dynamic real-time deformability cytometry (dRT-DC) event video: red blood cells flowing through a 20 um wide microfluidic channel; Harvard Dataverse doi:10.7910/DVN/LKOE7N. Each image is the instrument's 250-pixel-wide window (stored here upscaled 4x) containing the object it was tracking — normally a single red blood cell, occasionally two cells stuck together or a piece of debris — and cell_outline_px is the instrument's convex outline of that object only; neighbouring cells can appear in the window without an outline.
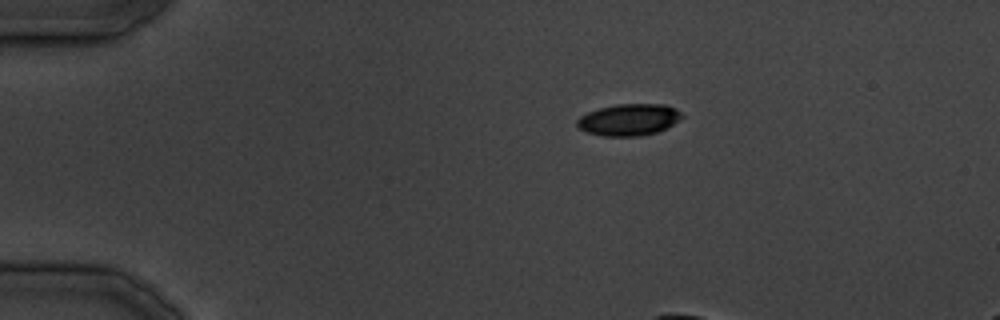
{"species": "common noctule bat (a hibernating species)", "species_latin": "Nyctalus noctula", "temperature_condition": "cold", "stored_images_in_passage": 8, "camera_frame_rate_fps": 3000, "um_per_image_px": 0.085, "animal": {"sex": "male", "body_mass_g": 19.5, "forearm_length_mm": 54.6}, "frame": {"image": 1, "passage_image": 1, "time_ms": 0.0, "image_size_px": [1000, 320], "cell_outline_px": [[684, 116], [672, 124], [656, 132], [640, 136], [604, 136], [588, 132], [580, 128], [576, 124], [576, 120], [580, 116], [588, 112], [600, 108], [616, 104], [664, 104], [676, 108]], "centroid_in_image_um": [53.45, 10.16], "position_along_channel_um": 31.6, "area_um2": 19.19}}